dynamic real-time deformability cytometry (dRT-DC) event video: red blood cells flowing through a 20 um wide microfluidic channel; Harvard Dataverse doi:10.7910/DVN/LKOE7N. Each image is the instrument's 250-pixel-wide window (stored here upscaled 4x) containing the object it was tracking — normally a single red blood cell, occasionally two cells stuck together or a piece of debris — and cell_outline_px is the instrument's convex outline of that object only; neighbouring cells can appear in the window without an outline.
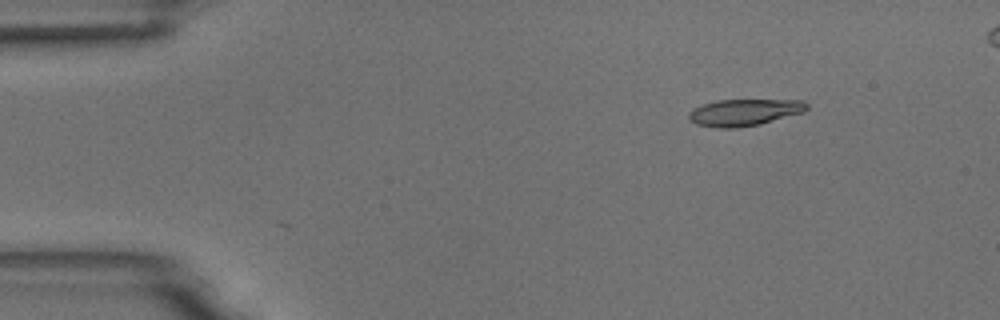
{"species": "common noctule bat (a hibernating species)", "species_latin": "Nyctalus noctula", "temperature_condition": "room temperature", "stored_images_in_passage": 9, "camera_frame_rate_fps": 3000, "um_per_image_px": 0.085, "animal": {"sex": "male", "body_mass_g": 18.8}, "frame": {"image": 1, "passage_image": 2, "time_ms": 0.333, "image_size_px": [1000, 320], "cell_outline_px": [[808, 108], [804, 112], [760, 124], [736, 128], [716, 128], [696, 124], [688, 120], [688, 112], [692, 108], [716, 100], [804, 100], [808, 104]], "centroid_in_image_um": [63.24, 9.55], "position_along_channel_um": 21.8, "area_um2": 18.55}}